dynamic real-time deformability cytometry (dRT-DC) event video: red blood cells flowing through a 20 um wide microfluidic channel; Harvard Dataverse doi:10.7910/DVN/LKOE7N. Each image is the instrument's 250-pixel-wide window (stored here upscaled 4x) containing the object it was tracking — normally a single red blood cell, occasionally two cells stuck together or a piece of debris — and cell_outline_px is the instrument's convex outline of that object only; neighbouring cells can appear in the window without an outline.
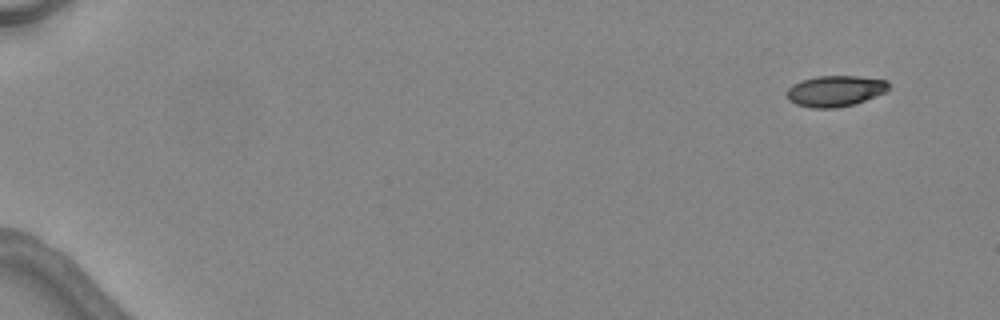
{"species": "common noctule bat (a hibernating species)", "species_latin": "Nyctalus noctula", "temperature_condition": "warm", "stored_images_in_passage": 5, "camera_frame_rate_fps": 3000, "um_per_image_px": 0.085, "animal": {"sex": "female", "body_mass_g": 24.6, "forearm_length_mm": 56.2}, "frame": {"image": 1, "passage_image": 1, "time_ms": 0.0, "image_size_px": [1000, 320], "cell_outline_px": [[888, 92], [852, 104], [836, 108], [812, 108], [796, 104], [788, 100], [788, 88], [792, 84], [816, 76], [856, 76], [888, 80]], "centroid_in_image_um": [71.01, 7.73], "position_along_channel_um": 14.0, "area_um2": 18.26}}
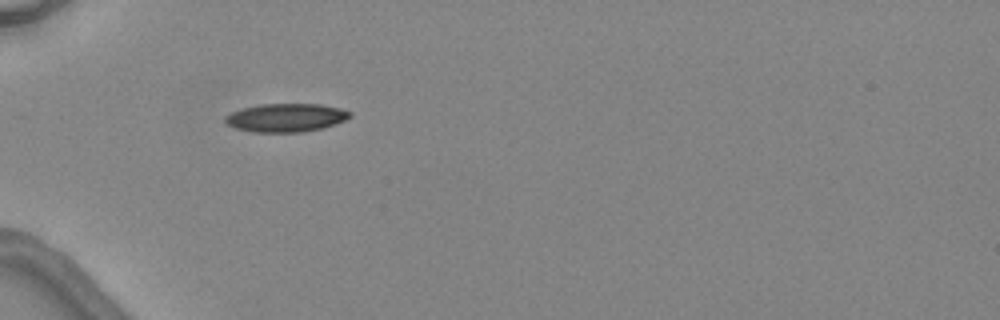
{"frame": {"image": 2, "passage_image": 4, "time_ms": 4.667, "image_size_px": [1000, 320], "cell_outline_px": [[352, 116], [336, 124], [324, 128], [300, 132], [252, 132], [236, 128], [224, 124], [224, 116], [232, 112], [244, 108], [260, 104], [320, 104], [340, 108], [352, 112]], "centroid_in_image_um": [24.3, 10.0], "position_along_channel_um": 60.7, "area_um2": 20.75}}